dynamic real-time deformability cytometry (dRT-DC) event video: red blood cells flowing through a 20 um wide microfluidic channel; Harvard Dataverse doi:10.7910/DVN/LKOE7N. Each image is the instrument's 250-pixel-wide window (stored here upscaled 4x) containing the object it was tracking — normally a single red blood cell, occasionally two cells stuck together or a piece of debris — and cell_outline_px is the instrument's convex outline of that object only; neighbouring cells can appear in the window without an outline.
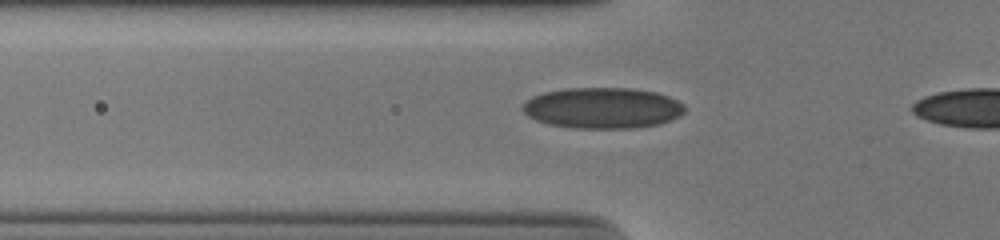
{"species": "human", "species_latin": "Homo sapiens", "temperature_condition": "cold", "stored_images_in_passage": 39, "camera_frame_rate_fps": 3000, "um_per_image_px": 0.085, "donor": {"sex": "male"}, "frame": {"image": 1, "passage_image": 12, "time_ms": 3.667, "image_size_px": [1000, 240], "cell_outline_px": [[684, 112], [680, 116], [660, 124], [632, 128], [572, 128], [548, 124], [536, 120], [528, 116], [520, 108], [524, 100], [532, 96], [544, 92], [564, 88], [632, 88], [656, 92], [668, 96], [684, 104]], "centroid_in_image_um": [51.18, 9.17], "position_along_channel_um": 74.6, "area_um2": 38.96}}
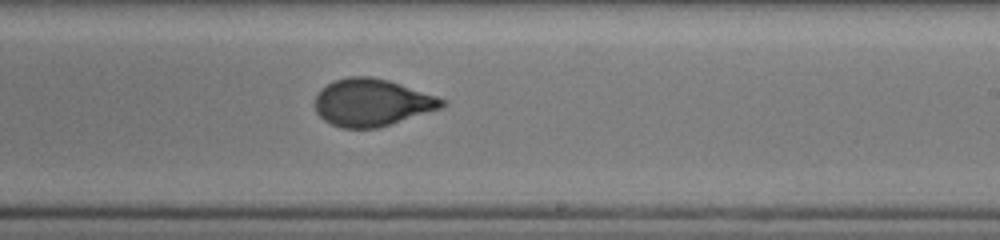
{"frame": {"image": 2, "passage_image": 26, "time_ms": 8.333, "image_size_px": [1000, 240], "cell_outline_px": [[448, 104], [440, 108], [376, 128], [340, 128], [324, 120], [316, 112], [316, 92], [320, 88], [332, 80], [348, 76], [372, 76], [388, 80], [448, 100]], "centroid_in_image_um": [31.58, 8.69], "position_along_channel_um": 257.4, "area_um2": 34.91}}
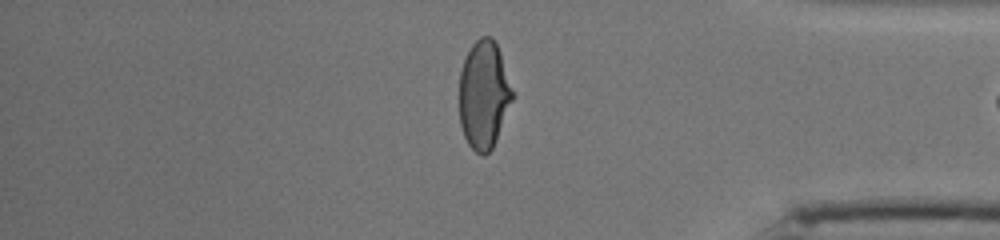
{"frame": {"image": 3, "passage_image": 38, "time_ms": 12.333, "image_size_px": [1000, 240], "cell_outline_px": [[516, 96], [496, 140], [492, 148], [484, 156], [476, 152], [468, 144], [464, 136], [460, 124], [460, 72], [464, 60], [472, 44], [480, 36], [492, 36], [496, 40]], "centroid_in_image_um": [41.17, 8.04], "position_along_channel_um": 394.0, "area_um2": 33.99}}